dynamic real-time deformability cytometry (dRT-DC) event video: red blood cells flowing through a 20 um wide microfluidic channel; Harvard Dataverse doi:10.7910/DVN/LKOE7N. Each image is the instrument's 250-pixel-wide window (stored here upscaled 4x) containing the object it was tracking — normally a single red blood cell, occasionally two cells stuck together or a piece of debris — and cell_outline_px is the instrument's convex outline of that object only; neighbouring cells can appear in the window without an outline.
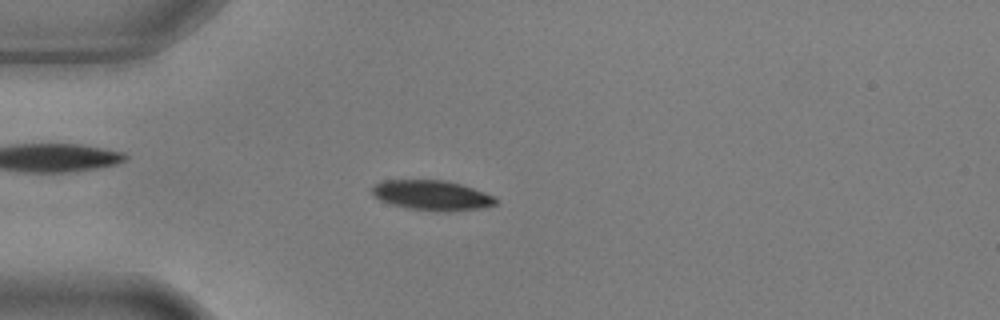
{"species": "common noctule bat (a hibernating species)", "species_latin": "Nyctalus noctula", "temperature_condition": "warm", "stored_images_in_passage": 7, "camera_frame_rate_fps": 3000, "um_per_image_px": 0.085, "animal": {"sex": "male", "body_mass_g": 17.9, "forearm_length_mm": 54.2}, "frame": {"image": 1, "passage_image": 4, "time_ms": 1.0, "image_size_px": [1000, 320], "cell_outline_px": [[496, 204], [480, 208], [444, 212], [408, 208], [392, 204], [380, 200], [372, 192], [372, 188], [376, 184], [384, 180], [444, 180], [460, 184], [496, 196]], "centroid_in_image_um": [36.73, 16.6], "position_along_channel_um": 48.3, "area_um2": 21.33}}
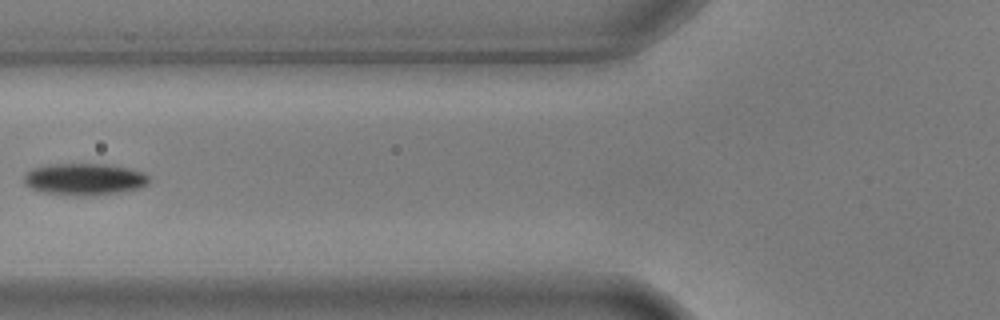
{"frame": {"image": 2, "passage_image": 6, "time_ms": 1.667, "image_size_px": [1000, 320], "cell_outline_px": [[148, 184], [140, 188], [124, 192], [92, 196], [84, 196], [44, 192], [32, 188], [24, 184], [24, 176], [32, 168], [48, 164], [104, 164], [124, 168], [140, 172], [148, 176]], "centroid_in_image_um": [7.16, 15.24], "position_along_channel_um": 118.6, "area_um2": 23.0}}
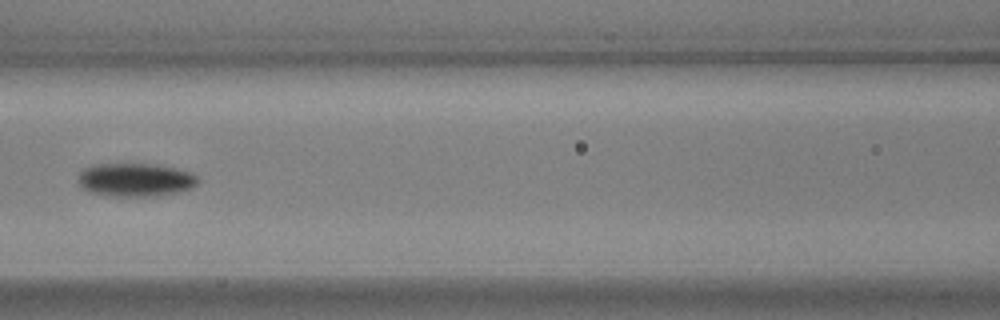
{"frame": {"image": 3, "passage_image": 7, "time_ms": 2.0, "image_size_px": [1000, 320], "cell_outline_px": [[200, 180], [192, 188], [180, 192], [160, 196], [108, 196], [88, 192], [76, 184], [80, 172], [84, 168], [96, 164], [156, 164], [176, 168], [188, 172], [196, 176]], "centroid_in_image_um": [11.48, 15.3], "position_along_channel_um": 155.1, "area_um2": 23.64}}